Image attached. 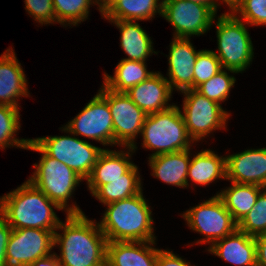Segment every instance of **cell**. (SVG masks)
Listing matches in <instances>:
<instances>
[{
    "label": "cell",
    "instance_id": "603a6c76",
    "mask_svg": "<svg viewBox=\"0 0 266 266\" xmlns=\"http://www.w3.org/2000/svg\"><path fill=\"white\" fill-rule=\"evenodd\" d=\"M265 188L254 184H239L232 182L231 187L218 195L224 202L226 209L232 214L233 219L239 223L253 208L259 194Z\"/></svg>",
    "mask_w": 266,
    "mask_h": 266
},
{
    "label": "cell",
    "instance_id": "6da1fadb",
    "mask_svg": "<svg viewBox=\"0 0 266 266\" xmlns=\"http://www.w3.org/2000/svg\"><path fill=\"white\" fill-rule=\"evenodd\" d=\"M54 232V245H60L61 266H106L107 238L98 223L85 214H67L65 224Z\"/></svg>",
    "mask_w": 266,
    "mask_h": 266
},
{
    "label": "cell",
    "instance_id": "1f68e13d",
    "mask_svg": "<svg viewBox=\"0 0 266 266\" xmlns=\"http://www.w3.org/2000/svg\"><path fill=\"white\" fill-rule=\"evenodd\" d=\"M220 70H222V65L214 51H199L194 65V89L208 81Z\"/></svg>",
    "mask_w": 266,
    "mask_h": 266
},
{
    "label": "cell",
    "instance_id": "d6a6232c",
    "mask_svg": "<svg viewBox=\"0 0 266 266\" xmlns=\"http://www.w3.org/2000/svg\"><path fill=\"white\" fill-rule=\"evenodd\" d=\"M235 12L233 14L239 13L247 24L266 25V0H243Z\"/></svg>",
    "mask_w": 266,
    "mask_h": 266
},
{
    "label": "cell",
    "instance_id": "4316f807",
    "mask_svg": "<svg viewBox=\"0 0 266 266\" xmlns=\"http://www.w3.org/2000/svg\"><path fill=\"white\" fill-rule=\"evenodd\" d=\"M140 178H116L101 185L92 195L104 205L127 199L142 192Z\"/></svg>",
    "mask_w": 266,
    "mask_h": 266
},
{
    "label": "cell",
    "instance_id": "ab89813d",
    "mask_svg": "<svg viewBox=\"0 0 266 266\" xmlns=\"http://www.w3.org/2000/svg\"><path fill=\"white\" fill-rule=\"evenodd\" d=\"M93 2L98 4L100 12L103 14L114 2V0H93Z\"/></svg>",
    "mask_w": 266,
    "mask_h": 266
},
{
    "label": "cell",
    "instance_id": "4dcf8cb0",
    "mask_svg": "<svg viewBox=\"0 0 266 266\" xmlns=\"http://www.w3.org/2000/svg\"><path fill=\"white\" fill-rule=\"evenodd\" d=\"M236 79L229 76L227 71L220 70L212 78L199 85L195 90L218 104L226 100L230 89L234 86Z\"/></svg>",
    "mask_w": 266,
    "mask_h": 266
},
{
    "label": "cell",
    "instance_id": "7c38bea8",
    "mask_svg": "<svg viewBox=\"0 0 266 266\" xmlns=\"http://www.w3.org/2000/svg\"><path fill=\"white\" fill-rule=\"evenodd\" d=\"M162 17L175 28L174 37L189 38L210 29L216 14L206 5L185 0H162Z\"/></svg>",
    "mask_w": 266,
    "mask_h": 266
},
{
    "label": "cell",
    "instance_id": "74e56055",
    "mask_svg": "<svg viewBox=\"0 0 266 266\" xmlns=\"http://www.w3.org/2000/svg\"><path fill=\"white\" fill-rule=\"evenodd\" d=\"M31 266H61L57 254H49L39 258Z\"/></svg>",
    "mask_w": 266,
    "mask_h": 266
},
{
    "label": "cell",
    "instance_id": "5b68a950",
    "mask_svg": "<svg viewBox=\"0 0 266 266\" xmlns=\"http://www.w3.org/2000/svg\"><path fill=\"white\" fill-rule=\"evenodd\" d=\"M141 135L143 147L155 150L151 156L190 149L194 141L188 135L181 110L177 105L146 116Z\"/></svg>",
    "mask_w": 266,
    "mask_h": 266
},
{
    "label": "cell",
    "instance_id": "4fadbf2b",
    "mask_svg": "<svg viewBox=\"0 0 266 266\" xmlns=\"http://www.w3.org/2000/svg\"><path fill=\"white\" fill-rule=\"evenodd\" d=\"M107 103L113 119V144L137 148L135 138L141 134L146 113L125 93H117L107 88Z\"/></svg>",
    "mask_w": 266,
    "mask_h": 266
},
{
    "label": "cell",
    "instance_id": "f35d334b",
    "mask_svg": "<svg viewBox=\"0 0 266 266\" xmlns=\"http://www.w3.org/2000/svg\"><path fill=\"white\" fill-rule=\"evenodd\" d=\"M185 1H191L199 4H203L208 6L215 14L217 13V4L218 2L214 0H185Z\"/></svg>",
    "mask_w": 266,
    "mask_h": 266
},
{
    "label": "cell",
    "instance_id": "484cf974",
    "mask_svg": "<svg viewBox=\"0 0 266 266\" xmlns=\"http://www.w3.org/2000/svg\"><path fill=\"white\" fill-rule=\"evenodd\" d=\"M153 74L154 72L147 70L145 62L122 59L116 66L113 77L104 74L103 85L114 92L125 93Z\"/></svg>",
    "mask_w": 266,
    "mask_h": 266
},
{
    "label": "cell",
    "instance_id": "277c9868",
    "mask_svg": "<svg viewBox=\"0 0 266 266\" xmlns=\"http://www.w3.org/2000/svg\"><path fill=\"white\" fill-rule=\"evenodd\" d=\"M27 149L42 153L39 164L33 166L36 171L28 180L62 210L66 209L67 214H83L77 205L67 206V200L83 178L64 163L48 156L32 139Z\"/></svg>",
    "mask_w": 266,
    "mask_h": 266
},
{
    "label": "cell",
    "instance_id": "60d3db41",
    "mask_svg": "<svg viewBox=\"0 0 266 266\" xmlns=\"http://www.w3.org/2000/svg\"><path fill=\"white\" fill-rule=\"evenodd\" d=\"M222 2L226 3L231 8V13H235L243 0H222Z\"/></svg>",
    "mask_w": 266,
    "mask_h": 266
},
{
    "label": "cell",
    "instance_id": "d6986e66",
    "mask_svg": "<svg viewBox=\"0 0 266 266\" xmlns=\"http://www.w3.org/2000/svg\"><path fill=\"white\" fill-rule=\"evenodd\" d=\"M26 84V76L15 52L7 49L0 57V104L19 108L17 98L29 95Z\"/></svg>",
    "mask_w": 266,
    "mask_h": 266
},
{
    "label": "cell",
    "instance_id": "f1b7e54d",
    "mask_svg": "<svg viewBox=\"0 0 266 266\" xmlns=\"http://www.w3.org/2000/svg\"><path fill=\"white\" fill-rule=\"evenodd\" d=\"M53 9L57 23L76 24L86 20L89 14V7L94 4L93 0H52Z\"/></svg>",
    "mask_w": 266,
    "mask_h": 266
},
{
    "label": "cell",
    "instance_id": "f546056e",
    "mask_svg": "<svg viewBox=\"0 0 266 266\" xmlns=\"http://www.w3.org/2000/svg\"><path fill=\"white\" fill-rule=\"evenodd\" d=\"M238 230L252 237L266 234V188L259 194L253 208L238 223Z\"/></svg>",
    "mask_w": 266,
    "mask_h": 266
},
{
    "label": "cell",
    "instance_id": "ba28073f",
    "mask_svg": "<svg viewBox=\"0 0 266 266\" xmlns=\"http://www.w3.org/2000/svg\"><path fill=\"white\" fill-rule=\"evenodd\" d=\"M182 216L193 231L205 235V239L197 242L201 244L212 245L238 229V223L218 195L190 208Z\"/></svg>",
    "mask_w": 266,
    "mask_h": 266
},
{
    "label": "cell",
    "instance_id": "52a82bcc",
    "mask_svg": "<svg viewBox=\"0 0 266 266\" xmlns=\"http://www.w3.org/2000/svg\"><path fill=\"white\" fill-rule=\"evenodd\" d=\"M48 156L70 167L83 179H87L104 149L93 146L76 137L48 136L32 139Z\"/></svg>",
    "mask_w": 266,
    "mask_h": 266
},
{
    "label": "cell",
    "instance_id": "836d02e7",
    "mask_svg": "<svg viewBox=\"0 0 266 266\" xmlns=\"http://www.w3.org/2000/svg\"><path fill=\"white\" fill-rule=\"evenodd\" d=\"M25 9L40 24L57 22L52 0H25Z\"/></svg>",
    "mask_w": 266,
    "mask_h": 266
},
{
    "label": "cell",
    "instance_id": "9c48e42d",
    "mask_svg": "<svg viewBox=\"0 0 266 266\" xmlns=\"http://www.w3.org/2000/svg\"><path fill=\"white\" fill-rule=\"evenodd\" d=\"M183 113L181 112L188 135L193 141H199L216 129L225 128L230 116L221 104L209 100L195 89L185 90Z\"/></svg>",
    "mask_w": 266,
    "mask_h": 266
},
{
    "label": "cell",
    "instance_id": "ac0fdd59",
    "mask_svg": "<svg viewBox=\"0 0 266 266\" xmlns=\"http://www.w3.org/2000/svg\"><path fill=\"white\" fill-rule=\"evenodd\" d=\"M155 241L107 242L106 266H156ZM139 246V247H138Z\"/></svg>",
    "mask_w": 266,
    "mask_h": 266
},
{
    "label": "cell",
    "instance_id": "5bb4252c",
    "mask_svg": "<svg viewBox=\"0 0 266 266\" xmlns=\"http://www.w3.org/2000/svg\"><path fill=\"white\" fill-rule=\"evenodd\" d=\"M129 152L104 149L99 155L90 176L86 179L88 188L93 194L101 185L110 183L116 178H140L138 167L129 161L132 147H126ZM130 155V156H129Z\"/></svg>",
    "mask_w": 266,
    "mask_h": 266
},
{
    "label": "cell",
    "instance_id": "d590c367",
    "mask_svg": "<svg viewBox=\"0 0 266 266\" xmlns=\"http://www.w3.org/2000/svg\"><path fill=\"white\" fill-rule=\"evenodd\" d=\"M12 228L7 221L0 215V266H7L6 247Z\"/></svg>",
    "mask_w": 266,
    "mask_h": 266
},
{
    "label": "cell",
    "instance_id": "44dd1931",
    "mask_svg": "<svg viewBox=\"0 0 266 266\" xmlns=\"http://www.w3.org/2000/svg\"><path fill=\"white\" fill-rule=\"evenodd\" d=\"M189 156L190 149L150 156L149 164L153 171L152 175L166 184L185 188L188 186Z\"/></svg>",
    "mask_w": 266,
    "mask_h": 266
},
{
    "label": "cell",
    "instance_id": "ffe728a7",
    "mask_svg": "<svg viewBox=\"0 0 266 266\" xmlns=\"http://www.w3.org/2000/svg\"><path fill=\"white\" fill-rule=\"evenodd\" d=\"M208 251L235 265L257 266L255 238L238 229L214 242Z\"/></svg>",
    "mask_w": 266,
    "mask_h": 266
},
{
    "label": "cell",
    "instance_id": "7402d4cb",
    "mask_svg": "<svg viewBox=\"0 0 266 266\" xmlns=\"http://www.w3.org/2000/svg\"><path fill=\"white\" fill-rule=\"evenodd\" d=\"M120 30V46L128 55L124 60L145 62L153 52L152 41L136 21L110 20Z\"/></svg>",
    "mask_w": 266,
    "mask_h": 266
},
{
    "label": "cell",
    "instance_id": "8fae6325",
    "mask_svg": "<svg viewBox=\"0 0 266 266\" xmlns=\"http://www.w3.org/2000/svg\"><path fill=\"white\" fill-rule=\"evenodd\" d=\"M45 229H12L6 247L7 266H31L53 249L54 232Z\"/></svg>",
    "mask_w": 266,
    "mask_h": 266
},
{
    "label": "cell",
    "instance_id": "30bf717a",
    "mask_svg": "<svg viewBox=\"0 0 266 266\" xmlns=\"http://www.w3.org/2000/svg\"><path fill=\"white\" fill-rule=\"evenodd\" d=\"M62 131L113 144V119L107 103V88L103 85L82 111Z\"/></svg>",
    "mask_w": 266,
    "mask_h": 266
},
{
    "label": "cell",
    "instance_id": "2e32d148",
    "mask_svg": "<svg viewBox=\"0 0 266 266\" xmlns=\"http://www.w3.org/2000/svg\"><path fill=\"white\" fill-rule=\"evenodd\" d=\"M198 53L189 38L174 37L170 45L167 79L172 91L174 87L181 92L194 89V65Z\"/></svg>",
    "mask_w": 266,
    "mask_h": 266
},
{
    "label": "cell",
    "instance_id": "e575fe53",
    "mask_svg": "<svg viewBox=\"0 0 266 266\" xmlns=\"http://www.w3.org/2000/svg\"><path fill=\"white\" fill-rule=\"evenodd\" d=\"M156 266H191L179 256L168 250H158Z\"/></svg>",
    "mask_w": 266,
    "mask_h": 266
},
{
    "label": "cell",
    "instance_id": "cb8c5ba5",
    "mask_svg": "<svg viewBox=\"0 0 266 266\" xmlns=\"http://www.w3.org/2000/svg\"><path fill=\"white\" fill-rule=\"evenodd\" d=\"M191 181L207 185L216 179H226V157H219L212 150H203L190 160L187 178Z\"/></svg>",
    "mask_w": 266,
    "mask_h": 266
},
{
    "label": "cell",
    "instance_id": "8992f818",
    "mask_svg": "<svg viewBox=\"0 0 266 266\" xmlns=\"http://www.w3.org/2000/svg\"><path fill=\"white\" fill-rule=\"evenodd\" d=\"M216 22L218 54L222 68L239 73L250 65L253 58V45L249 33L237 15L224 13Z\"/></svg>",
    "mask_w": 266,
    "mask_h": 266
},
{
    "label": "cell",
    "instance_id": "9a60e30c",
    "mask_svg": "<svg viewBox=\"0 0 266 266\" xmlns=\"http://www.w3.org/2000/svg\"><path fill=\"white\" fill-rule=\"evenodd\" d=\"M226 157V180L266 188V148L249 149Z\"/></svg>",
    "mask_w": 266,
    "mask_h": 266
},
{
    "label": "cell",
    "instance_id": "3957f363",
    "mask_svg": "<svg viewBox=\"0 0 266 266\" xmlns=\"http://www.w3.org/2000/svg\"><path fill=\"white\" fill-rule=\"evenodd\" d=\"M102 221L98 223L108 242L155 241L151 210L139 193L106 205Z\"/></svg>",
    "mask_w": 266,
    "mask_h": 266
},
{
    "label": "cell",
    "instance_id": "7a4b0ae2",
    "mask_svg": "<svg viewBox=\"0 0 266 266\" xmlns=\"http://www.w3.org/2000/svg\"><path fill=\"white\" fill-rule=\"evenodd\" d=\"M62 210L29 180L0 198V215L12 229L57 230L60 219L53 207Z\"/></svg>",
    "mask_w": 266,
    "mask_h": 266
},
{
    "label": "cell",
    "instance_id": "8d00e7d4",
    "mask_svg": "<svg viewBox=\"0 0 266 266\" xmlns=\"http://www.w3.org/2000/svg\"><path fill=\"white\" fill-rule=\"evenodd\" d=\"M254 238L256 243V264L257 266H266V234H261Z\"/></svg>",
    "mask_w": 266,
    "mask_h": 266
},
{
    "label": "cell",
    "instance_id": "83f0119b",
    "mask_svg": "<svg viewBox=\"0 0 266 266\" xmlns=\"http://www.w3.org/2000/svg\"><path fill=\"white\" fill-rule=\"evenodd\" d=\"M19 108L0 104V148L5 149L8 146H17L27 149L30 139H17L14 137L17 130L20 129Z\"/></svg>",
    "mask_w": 266,
    "mask_h": 266
},
{
    "label": "cell",
    "instance_id": "e0dca14e",
    "mask_svg": "<svg viewBox=\"0 0 266 266\" xmlns=\"http://www.w3.org/2000/svg\"><path fill=\"white\" fill-rule=\"evenodd\" d=\"M125 94L146 115L161 112L173 106L167 103L172 96V89L167 78L160 72H155L148 79L130 88Z\"/></svg>",
    "mask_w": 266,
    "mask_h": 266
},
{
    "label": "cell",
    "instance_id": "d4e9b609",
    "mask_svg": "<svg viewBox=\"0 0 266 266\" xmlns=\"http://www.w3.org/2000/svg\"><path fill=\"white\" fill-rule=\"evenodd\" d=\"M159 0H114L101 14L107 20L139 21L152 19L155 13L162 16L163 4Z\"/></svg>",
    "mask_w": 266,
    "mask_h": 266
}]
</instances>
